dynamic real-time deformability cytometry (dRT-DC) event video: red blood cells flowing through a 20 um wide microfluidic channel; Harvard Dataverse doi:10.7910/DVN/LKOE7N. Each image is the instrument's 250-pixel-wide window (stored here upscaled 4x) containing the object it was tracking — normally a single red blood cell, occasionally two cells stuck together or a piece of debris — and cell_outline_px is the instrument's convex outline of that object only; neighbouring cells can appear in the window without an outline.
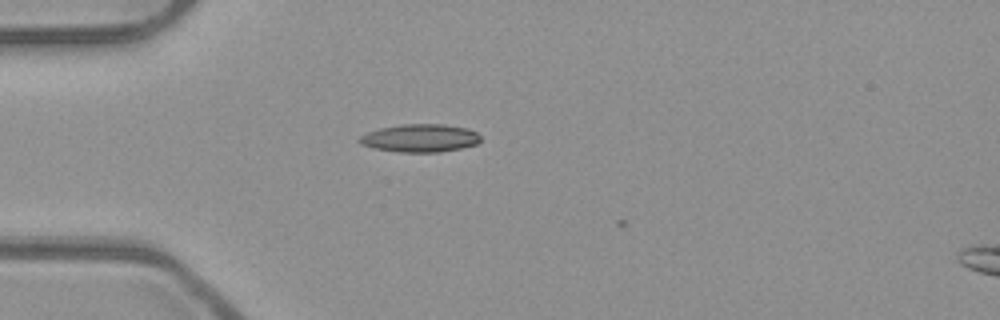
{"species": "common noctule bat (a hibernating species)", "species_latin": "Nyctalus noctula", "temperature_condition": "room temperature", "stored_images_in_passage": 5, "camera_frame_rate_fps": 3000, "um_per_image_px": 0.085, "animal": {"sex": "male", "body_mass_g": 23.1, "forearm_length_mm": 52.7}, "frame": {"image": 1, "passage_image": 4, "time_ms": 1.0, "image_size_px": [1000, 320], "cell_outline_px": [[480, 140], [476, 144], [460, 148], [440, 152], [400, 152], [372, 148], [360, 144], [356, 140], [360, 136], [368, 132], [380, 128], [404, 124], [440, 124], [468, 128], [476, 132], [480, 136]], "centroid_in_image_um": [35.67, 11.74], "position_along_channel_um": 49.3, "area_um2": 19.71}}